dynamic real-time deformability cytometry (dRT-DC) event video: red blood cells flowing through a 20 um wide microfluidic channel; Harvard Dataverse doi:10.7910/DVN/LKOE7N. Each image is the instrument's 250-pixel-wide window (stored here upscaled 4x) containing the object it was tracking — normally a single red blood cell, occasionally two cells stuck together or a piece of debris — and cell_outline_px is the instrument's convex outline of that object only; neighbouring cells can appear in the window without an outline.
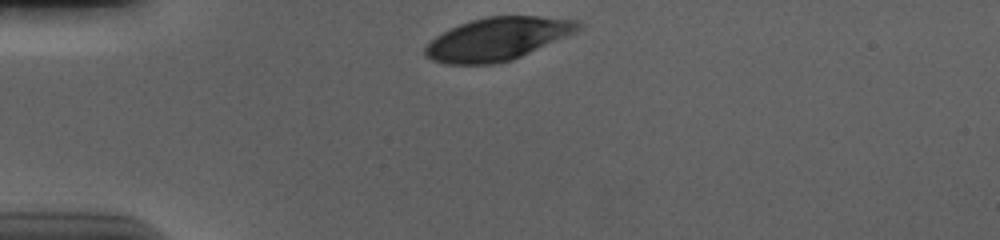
{"species": "human", "species_latin": "Homo sapiens", "temperature_condition": "cold", "stored_images_in_passage": 33, "camera_frame_rate_fps": 3000, "um_per_image_px": 0.085, "donor": {"sex": "male"}, "frame": {"image": 1, "passage_image": 1, "time_ms": 0.0, "image_size_px": [1000, 240], "cell_outline_px": [[584, 24], [576, 32], [568, 36], [512, 60], [492, 64], [448, 64], [432, 60], [424, 56], [424, 48], [436, 36], [460, 24], [472, 20], [488, 16], [540, 16], [580, 20]], "centroid_in_image_um": [42.33, 3.3], "position_along_channel_um": 42.7, "area_um2": 38.15}}
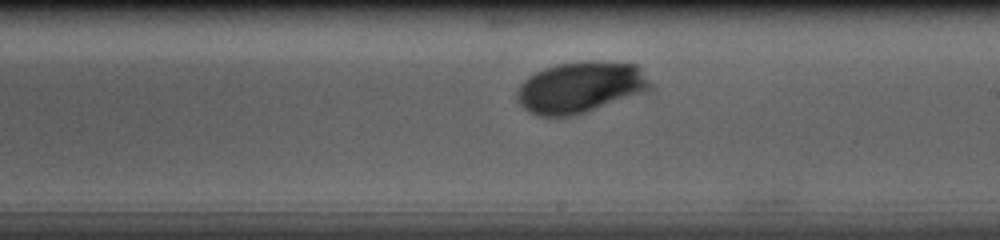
{"frame": {"image": 2, "passage_image": 20, "time_ms": 6.333, "image_size_px": [1000, 240], "cell_outline_px": [[656, 88], [572, 116], [540, 116], [528, 112], [516, 100], [516, 88], [528, 76], [544, 68], [556, 64], [636, 64], [640, 68]], "centroid_in_image_um": [49.28, 7.47], "position_along_channel_um": 239.7, "area_um2": 38.73}}
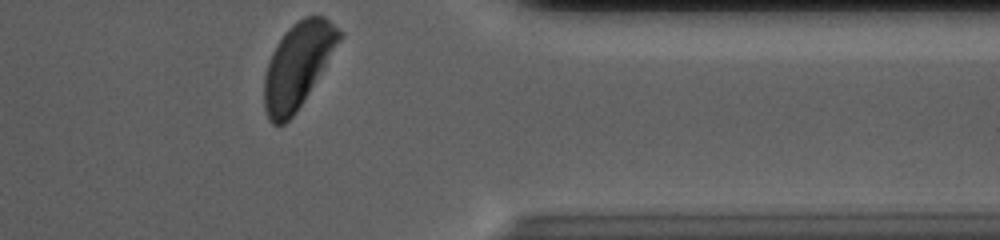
{"frame": {"image": 3, "passage_image": 33, "time_ms": 10.667, "image_size_px": [1000, 240], "cell_outline_px": [[344, 36], [296, 112], [284, 124], [272, 124], [268, 120], [264, 108], [264, 76], [268, 60], [276, 44], [288, 28], [292, 24], [304, 16], [324, 16], [344, 32]], "centroid_in_image_um": [25.31, 5.53], "position_along_channel_um": 386.1, "area_um2": 37.11}, "authors_computed_cell_mechanics": {"area_um2": 39.4196, "velocity_mm_per_s": 3.632, "shape_relaxation_time_tau1_ms": 2.5335, "shape_relaxation_time_tau2_ms": null, "deformation_change_tau1": 0.1601, "deformation_change_tau2": null}}